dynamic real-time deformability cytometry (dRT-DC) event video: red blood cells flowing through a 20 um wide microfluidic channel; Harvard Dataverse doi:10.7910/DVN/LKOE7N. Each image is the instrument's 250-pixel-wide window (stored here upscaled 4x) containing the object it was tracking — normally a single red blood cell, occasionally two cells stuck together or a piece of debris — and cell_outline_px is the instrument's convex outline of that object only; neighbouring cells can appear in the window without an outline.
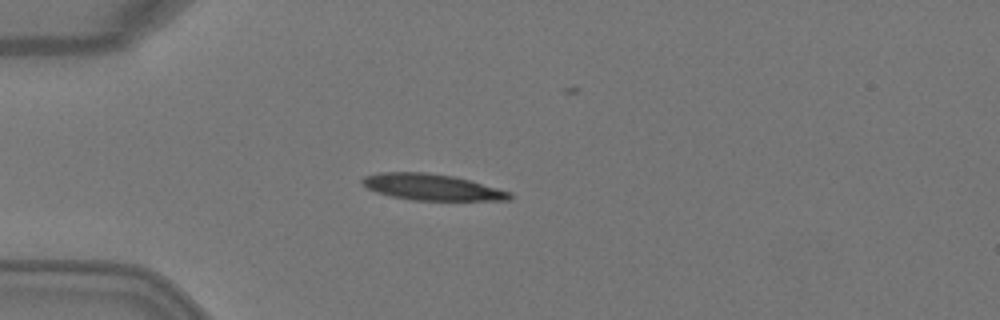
{"species": "Egyptian fruit bat (a non-hibernating species)", "species_latin": "Rousettus aegyptiacus", "temperature_condition": "warm", "stored_images_in_passage": 3, "camera_frame_rate_fps": 3000, "um_per_image_px": 0.085, "animal": {"sex": "female"}, "frame": {"image": 1, "passage_image": 3, "time_ms": 0.667, "image_size_px": [1000, 320], "cell_outline_px": [[512, 200], [412, 200], [392, 196], [376, 192], [368, 188], [360, 180], [364, 176], [380, 172], [428, 172], [452, 176], [468, 180], [512, 192]], "centroid_in_image_um": [36.7, 15.9], "position_along_channel_um": 48.3, "area_um2": 22.37}}